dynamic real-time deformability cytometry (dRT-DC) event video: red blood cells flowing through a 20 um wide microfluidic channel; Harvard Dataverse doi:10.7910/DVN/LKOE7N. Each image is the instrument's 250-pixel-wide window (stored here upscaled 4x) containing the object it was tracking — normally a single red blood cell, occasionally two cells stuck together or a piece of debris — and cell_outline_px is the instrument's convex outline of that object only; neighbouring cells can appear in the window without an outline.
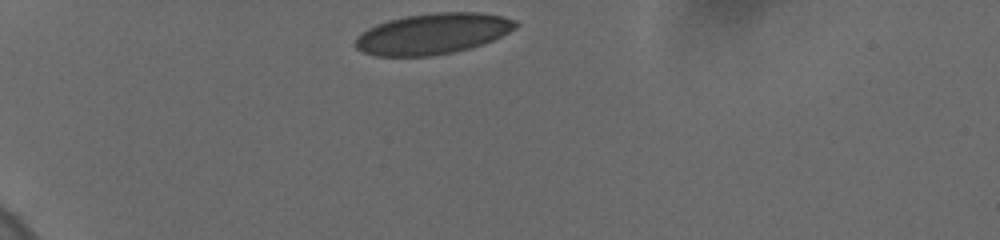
{"species": "human", "species_latin": "Homo sapiens", "temperature_condition": "cold", "stored_images_in_passage": 6, "camera_frame_rate_fps": 3000, "um_per_image_px": 0.085, "donor": {"sex": "female"}, "frame": {"image": 1, "passage_image": 1, "time_ms": 0.0, "image_size_px": [1000, 240], "cell_outline_px": [[520, 24], [516, 28], [492, 40], [468, 48], [452, 52], [428, 56], [376, 56], [364, 52], [356, 48], [352, 44], [368, 28], [376, 24], [388, 20], [408, 16], [436, 12], [480, 12], [504, 16], [516, 20]], "centroid_in_image_um": [36.8, 2.86], "position_along_channel_um": 48.2, "area_um2": 37.92}}
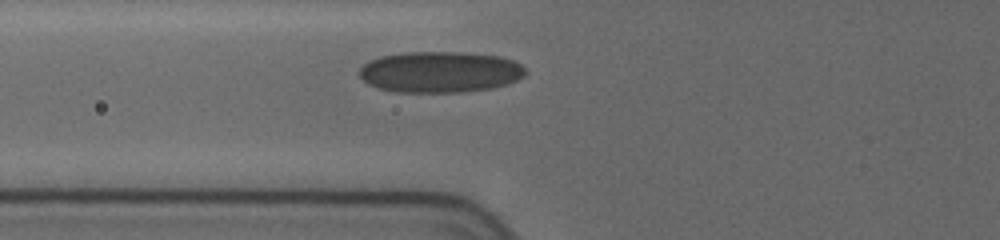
{"frame": {"image": 2, "passage_image": 4, "time_ms": 2.333, "image_size_px": [1000, 240], "cell_outline_px": [[524, 76], [508, 84], [492, 88], [464, 92], [400, 92], [380, 88], [368, 84], [360, 76], [360, 68], [368, 60], [380, 56], [404, 52], [464, 52], [500, 56], [512, 60], [520, 64], [524, 68]], "centroid_in_image_um": [37.4, 6.11], "position_along_channel_um": 88.4, "area_um2": 39.82}}
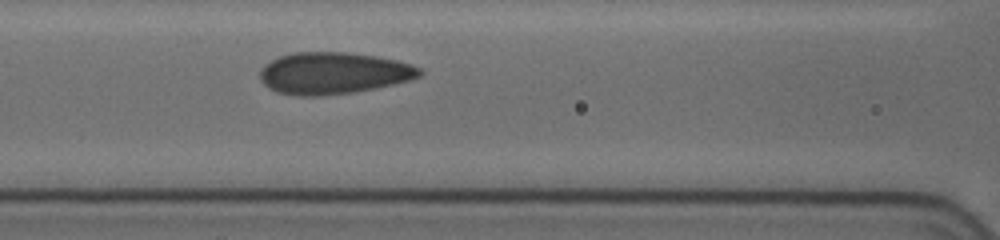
{"frame": {"image": 3, "passage_image": 6, "time_ms": 3.667, "image_size_px": [1000, 240], "cell_outline_px": [[424, 72], [420, 76], [408, 80], [392, 84], [372, 88], [348, 92], [316, 96], [300, 96], [276, 92], [264, 84], [260, 80], [260, 68], [264, 64], [280, 56], [292, 52], [348, 52], [376, 56], [396, 60], [412, 64], [420, 68]], "centroid_in_image_um": [28.31, 6.2], "position_along_channel_um": 138.3, "area_um2": 38.67}}